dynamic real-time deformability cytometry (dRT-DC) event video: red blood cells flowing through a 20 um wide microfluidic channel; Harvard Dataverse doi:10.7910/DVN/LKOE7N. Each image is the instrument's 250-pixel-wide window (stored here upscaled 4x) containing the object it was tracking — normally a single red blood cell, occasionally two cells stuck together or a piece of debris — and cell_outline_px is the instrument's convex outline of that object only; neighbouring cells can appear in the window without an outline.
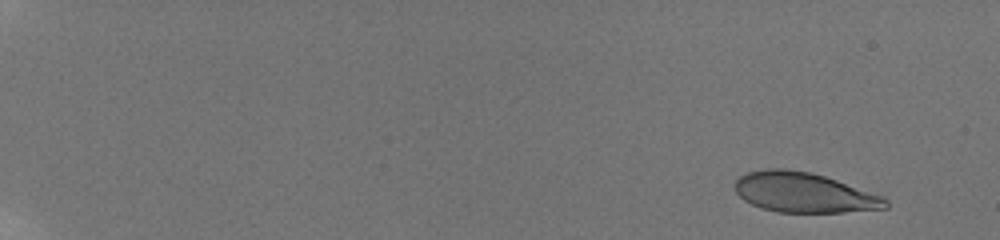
{"species": "human", "species_latin": "Homo sapiens", "temperature_condition": "room temperature", "stored_images_in_passage": 13, "camera_frame_rate_fps": 3000, "um_per_image_px": 0.085, "donor": {"sex": "male"}, "frame": {"image": 1, "passage_image": 3, "time_ms": 1.667, "image_size_px": [1000, 240], "cell_outline_px": [[888, 208], [844, 212], [776, 212], [760, 208], [744, 200], [736, 192], [736, 180], [740, 176], [748, 172], [768, 168], [784, 168], [812, 172], [884, 196], [888, 200]], "centroid_in_image_um": [68.35, 16.37], "position_along_channel_um": 16.7, "area_um2": 35.08}}